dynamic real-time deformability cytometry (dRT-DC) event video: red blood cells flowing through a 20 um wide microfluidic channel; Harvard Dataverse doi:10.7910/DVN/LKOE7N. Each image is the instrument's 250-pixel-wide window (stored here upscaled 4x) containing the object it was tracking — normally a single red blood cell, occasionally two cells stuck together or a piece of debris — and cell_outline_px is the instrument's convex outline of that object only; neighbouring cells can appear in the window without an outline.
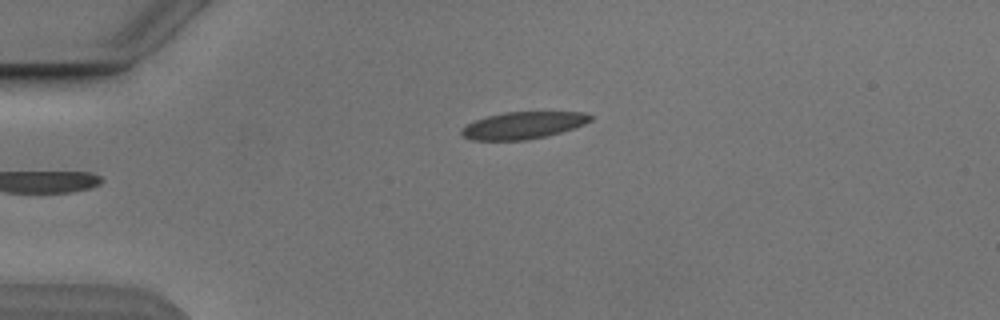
{"species": "Egyptian fruit bat (a non-hibernating species)", "species_latin": "Rousettus aegyptiacus", "temperature_condition": "cold", "stored_images_in_passage": 2, "segment_of_instrument_passage": [2, 2], "camera_frame_rate_fps": 3000, "um_per_image_px": 0.085, "animal": {"sex": "male"}, "frame": {"image": 1, "passage_image": 2, "time_ms": 1.0, "image_size_px": [1000, 320], "cell_outline_px": [[592, 120], [584, 124], [548, 136], [528, 140], [472, 140], [464, 136], [460, 132], [468, 124], [476, 120], [488, 116], [504, 112], [584, 112], [592, 116]], "centroid_in_image_um": [44.49, 10.65], "position_along_channel_um": 40.5, "area_um2": 20.11}}